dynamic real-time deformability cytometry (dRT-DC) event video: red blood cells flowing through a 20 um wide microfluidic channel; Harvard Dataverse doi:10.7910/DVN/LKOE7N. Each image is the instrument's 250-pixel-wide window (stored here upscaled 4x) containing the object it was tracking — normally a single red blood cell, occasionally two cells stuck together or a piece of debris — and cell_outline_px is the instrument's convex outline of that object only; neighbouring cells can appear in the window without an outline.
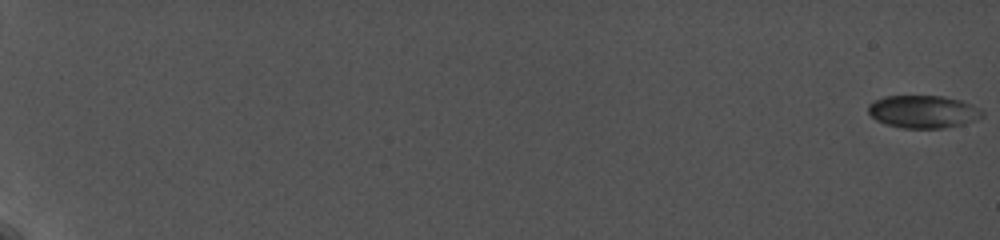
{"species": "common noctule bat (a hibernating species)", "species_latin": "Nyctalus noctula", "temperature_condition": "cold", "stored_images_in_passage": 68, "camera_frame_rate_fps": 5000, "um_per_image_px": 0.085, "animal": {"sex": "female", "body_mass_g": 19.0, "forearm_length_mm": 56.7}, "frame": {"image": 1, "passage_image": 1, "time_ms": 0.0, "image_size_px": [1000, 240], "cell_outline_px": [[984, 116], [960, 124], [944, 128], [904, 128], [884, 124], [876, 120], [868, 112], [868, 104], [884, 96], [944, 96], [960, 100], [972, 104], [980, 108], [984, 112]], "centroid_in_image_um": [78.46, 9.49], "position_along_channel_um": 6.5, "area_um2": 21.68}}
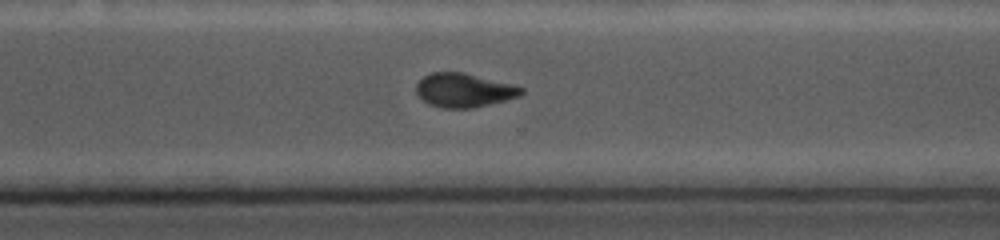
{"frame": {"image": 2, "passage_image": 61, "time_ms": 15.6, "image_size_px": [1000, 240], "cell_outline_px": [[524, 92], [520, 96], [472, 108], [444, 108], [428, 104], [416, 92], [416, 84], [424, 76], [432, 72], [464, 72], [512, 84], [524, 88]], "centroid_in_image_um": [39.44, 7.66], "position_along_channel_um": 331.2, "area_um2": 20.63}}
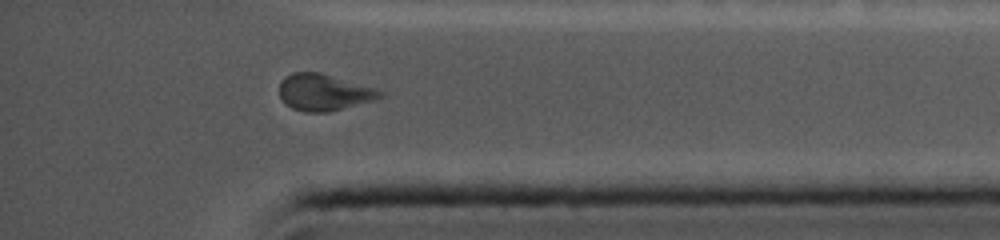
{"frame": {"image": 3, "passage_image": 68, "time_ms": 17.6, "image_size_px": [1000, 240], "cell_outline_px": [[384, 96], [372, 100], [328, 112], [308, 112], [292, 108], [280, 96], [280, 80], [284, 76], [292, 72], [320, 72], [376, 88], [384, 92]], "centroid_in_image_um": [27.53, 7.82], "position_along_channel_um": 407.7, "area_um2": 21.27}}